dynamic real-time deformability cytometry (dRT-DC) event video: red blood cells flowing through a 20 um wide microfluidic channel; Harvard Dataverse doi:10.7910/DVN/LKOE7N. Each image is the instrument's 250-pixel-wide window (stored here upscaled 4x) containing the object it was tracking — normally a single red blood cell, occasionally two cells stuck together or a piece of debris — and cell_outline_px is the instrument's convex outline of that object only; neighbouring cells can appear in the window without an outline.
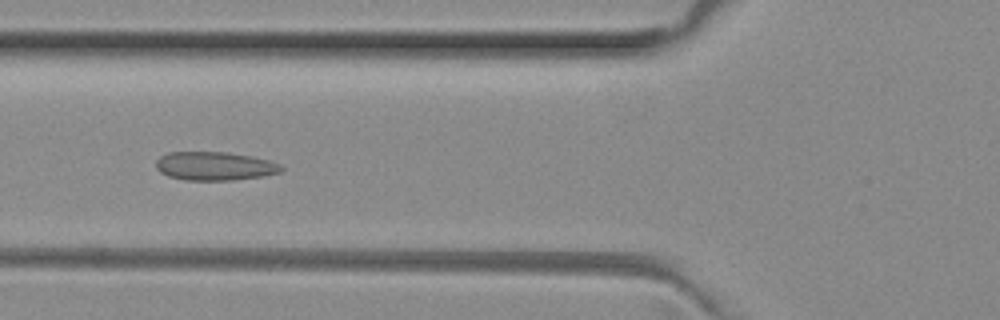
{"species": "common noctule bat (a hibernating species)", "species_latin": "Nyctalus noctula", "temperature_condition": "room temperature", "stored_images_in_passage": 39, "camera_frame_rate_fps": 3000, "um_per_image_px": 0.085, "animal": {"sex": "female", "body_mass_g": 29.2, "forearm_length_mm": 56.3}, "frame": {"image": 1, "passage_image": 6, "time_ms": 1.667, "image_size_px": [1000, 320], "cell_outline_px": [[284, 168], [280, 172], [264, 176], [232, 180], [184, 180], [168, 176], [160, 172], [156, 168], [156, 160], [160, 156], [168, 152], [228, 152], [252, 156], [268, 160], [280, 164]], "centroid_in_image_um": [18.24, 14.11], "position_along_channel_um": 107.6, "area_um2": 20.98}}
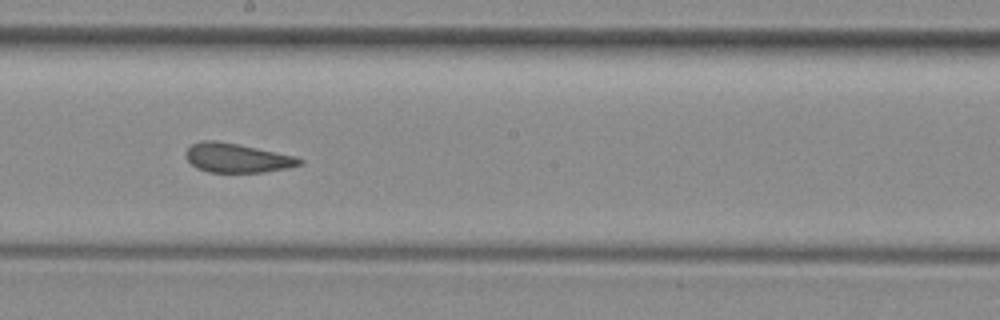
{"frame": {"image": 2, "passage_image": 15, "time_ms": 4.667, "image_size_px": [1000, 320], "cell_outline_px": [[304, 164], [288, 168], [264, 172], [208, 172], [196, 168], [184, 156], [184, 152], [192, 144], [204, 140], [216, 140], [296, 156], [304, 160]], "centroid_in_image_um": [20.15, 13.43], "position_along_channel_um": 228.1, "area_um2": 19.36}}
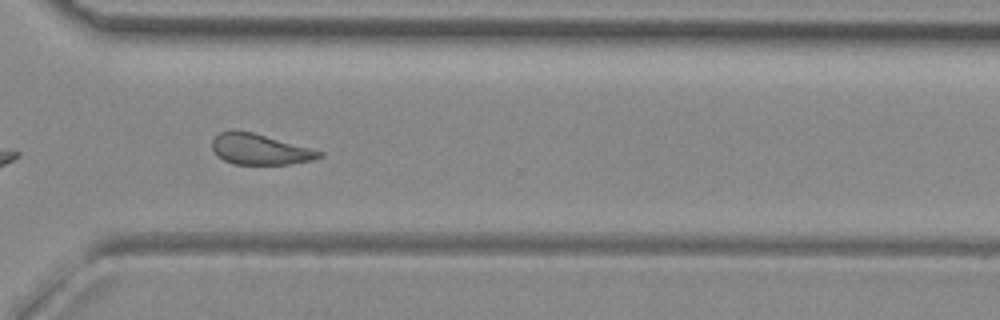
{"frame": {"image": 3, "passage_image": 24, "time_ms": 7.667, "image_size_px": [1000, 320], "cell_outline_px": [[324, 156], [312, 160], [288, 164], [232, 164], [224, 160], [212, 148], [212, 140], [220, 132], [232, 128], [252, 132], [324, 152]], "centroid_in_image_um": [22.07, 12.67], "position_along_channel_um": 348.5, "area_um2": 19.07}, "authors_computed_cell_mechanics": {"area_um2": 20.3456, "velocity_mm_per_s": 4.0245, "shape_relaxation_time_tau1_ms": null, "shape_relaxation_time_tau2_ms": 1.897, "deformation_change_tau1": null, "deformation_change_tau2": 0.0689}}